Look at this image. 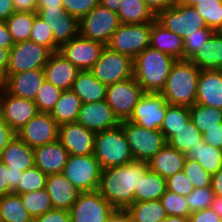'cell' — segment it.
<instances>
[{
	"label": "cell",
	"instance_id": "1",
	"mask_svg": "<svg viewBox=\"0 0 222 222\" xmlns=\"http://www.w3.org/2000/svg\"><path fill=\"white\" fill-rule=\"evenodd\" d=\"M148 170V162L136 160L103 169L98 191L114 209L126 210L134 203L135 190Z\"/></svg>",
	"mask_w": 222,
	"mask_h": 222
},
{
	"label": "cell",
	"instance_id": "2",
	"mask_svg": "<svg viewBox=\"0 0 222 222\" xmlns=\"http://www.w3.org/2000/svg\"><path fill=\"white\" fill-rule=\"evenodd\" d=\"M176 59L148 47L133 59V76L144 92L160 93Z\"/></svg>",
	"mask_w": 222,
	"mask_h": 222
},
{
	"label": "cell",
	"instance_id": "3",
	"mask_svg": "<svg viewBox=\"0 0 222 222\" xmlns=\"http://www.w3.org/2000/svg\"><path fill=\"white\" fill-rule=\"evenodd\" d=\"M200 69L189 60H176L161 94L170 105L190 107L196 102Z\"/></svg>",
	"mask_w": 222,
	"mask_h": 222
},
{
	"label": "cell",
	"instance_id": "4",
	"mask_svg": "<svg viewBox=\"0 0 222 222\" xmlns=\"http://www.w3.org/2000/svg\"><path fill=\"white\" fill-rule=\"evenodd\" d=\"M94 155L102 170L134 161L121 125L96 133Z\"/></svg>",
	"mask_w": 222,
	"mask_h": 222
},
{
	"label": "cell",
	"instance_id": "5",
	"mask_svg": "<svg viewBox=\"0 0 222 222\" xmlns=\"http://www.w3.org/2000/svg\"><path fill=\"white\" fill-rule=\"evenodd\" d=\"M102 168L94 154L69 155L62 174L80 192L99 188Z\"/></svg>",
	"mask_w": 222,
	"mask_h": 222
},
{
	"label": "cell",
	"instance_id": "6",
	"mask_svg": "<svg viewBox=\"0 0 222 222\" xmlns=\"http://www.w3.org/2000/svg\"><path fill=\"white\" fill-rule=\"evenodd\" d=\"M120 125L136 161L148 162L167 143L160 130H148L128 120L121 121Z\"/></svg>",
	"mask_w": 222,
	"mask_h": 222
},
{
	"label": "cell",
	"instance_id": "7",
	"mask_svg": "<svg viewBox=\"0 0 222 222\" xmlns=\"http://www.w3.org/2000/svg\"><path fill=\"white\" fill-rule=\"evenodd\" d=\"M152 22L142 24H120L106 45L134 59L144 49L150 47Z\"/></svg>",
	"mask_w": 222,
	"mask_h": 222
},
{
	"label": "cell",
	"instance_id": "8",
	"mask_svg": "<svg viewBox=\"0 0 222 222\" xmlns=\"http://www.w3.org/2000/svg\"><path fill=\"white\" fill-rule=\"evenodd\" d=\"M155 20L164 28L176 33L183 39L198 29L208 28L205 20L193 6L176 3L159 12Z\"/></svg>",
	"mask_w": 222,
	"mask_h": 222
},
{
	"label": "cell",
	"instance_id": "9",
	"mask_svg": "<svg viewBox=\"0 0 222 222\" xmlns=\"http://www.w3.org/2000/svg\"><path fill=\"white\" fill-rule=\"evenodd\" d=\"M90 71L97 80L111 85L133 77V59L105 46Z\"/></svg>",
	"mask_w": 222,
	"mask_h": 222
},
{
	"label": "cell",
	"instance_id": "10",
	"mask_svg": "<svg viewBox=\"0 0 222 222\" xmlns=\"http://www.w3.org/2000/svg\"><path fill=\"white\" fill-rule=\"evenodd\" d=\"M119 25L117 13L98 4L79 20V34L106 46Z\"/></svg>",
	"mask_w": 222,
	"mask_h": 222
},
{
	"label": "cell",
	"instance_id": "11",
	"mask_svg": "<svg viewBox=\"0 0 222 222\" xmlns=\"http://www.w3.org/2000/svg\"><path fill=\"white\" fill-rule=\"evenodd\" d=\"M52 52L31 40L15 43L9 50L6 74L43 69Z\"/></svg>",
	"mask_w": 222,
	"mask_h": 222
},
{
	"label": "cell",
	"instance_id": "12",
	"mask_svg": "<svg viewBox=\"0 0 222 222\" xmlns=\"http://www.w3.org/2000/svg\"><path fill=\"white\" fill-rule=\"evenodd\" d=\"M145 92L134 76L106 87V102L120 121L128 120Z\"/></svg>",
	"mask_w": 222,
	"mask_h": 222
},
{
	"label": "cell",
	"instance_id": "13",
	"mask_svg": "<svg viewBox=\"0 0 222 222\" xmlns=\"http://www.w3.org/2000/svg\"><path fill=\"white\" fill-rule=\"evenodd\" d=\"M114 210L111 204L96 190L80 192L69 212L72 222H108Z\"/></svg>",
	"mask_w": 222,
	"mask_h": 222
},
{
	"label": "cell",
	"instance_id": "14",
	"mask_svg": "<svg viewBox=\"0 0 222 222\" xmlns=\"http://www.w3.org/2000/svg\"><path fill=\"white\" fill-rule=\"evenodd\" d=\"M168 105L161 93L145 92L128 121L148 130H160Z\"/></svg>",
	"mask_w": 222,
	"mask_h": 222
},
{
	"label": "cell",
	"instance_id": "15",
	"mask_svg": "<svg viewBox=\"0 0 222 222\" xmlns=\"http://www.w3.org/2000/svg\"><path fill=\"white\" fill-rule=\"evenodd\" d=\"M59 125L51 113L39 112L16 135L31 148H37L58 140Z\"/></svg>",
	"mask_w": 222,
	"mask_h": 222
},
{
	"label": "cell",
	"instance_id": "16",
	"mask_svg": "<svg viewBox=\"0 0 222 222\" xmlns=\"http://www.w3.org/2000/svg\"><path fill=\"white\" fill-rule=\"evenodd\" d=\"M105 45L78 34L59 48V52L80 71H90Z\"/></svg>",
	"mask_w": 222,
	"mask_h": 222
},
{
	"label": "cell",
	"instance_id": "17",
	"mask_svg": "<svg viewBox=\"0 0 222 222\" xmlns=\"http://www.w3.org/2000/svg\"><path fill=\"white\" fill-rule=\"evenodd\" d=\"M38 113L34 101L12 96L1 88L0 115L16 133Z\"/></svg>",
	"mask_w": 222,
	"mask_h": 222
},
{
	"label": "cell",
	"instance_id": "18",
	"mask_svg": "<svg viewBox=\"0 0 222 222\" xmlns=\"http://www.w3.org/2000/svg\"><path fill=\"white\" fill-rule=\"evenodd\" d=\"M37 15L51 28L54 41L59 47L79 34V20L64 8H37Z\"/></svg>",
	"mask_w": 222,
	"mask_h": 222
},
{
	"label": "cell",
	"instance_id": "19",
	"mask_svg": "<svg viewBox=\"0 0 222 222\" xmlns=\"http://www.w3.org/2000/svg\"><path fill=\"white\" fill-rule=\"evenodd\" d=\"M76 122L95 133L115 128L121 124L106 100L83 103Z\"/></svg>",
	"mask_w": 222,
	"mask_h": 222
},
{
	"label": "cell",
	"instance_id": "20",
	"mask_svg": "<svg viewBox=\"0 0 222 222\" xmlns=\"http://www.w3.org/2000/svg\"><path fill=\"white\" fill-rule=\"evenodd\" d=\"M96 133L77 122L59 126L58 140L69 155L94 154Z\"/></svg>",
	"mask_w": 222,
	"mask_h": 222
},
{
	"label": "cell",
	"instance_id": "21",
	"mask_svg": "<svg viewBox=\"0 0 222 222\" xmlns=\"http://www.w3.org/2000/svg\"><path fill=\"white\" fill-rule=\"evenodd\" d=\"M45 81L43 69L6 74L2 81V88L15 97L34 101L37 91Z\"/></svg>",
	"mask_w": 222,
	"mask_h": 222
},
{
	"label": "cell",
	"instance_id": "22",
	"mask_svg": "<svg viewBox=\"0 0 222 222\" xmlns=\"http://www.w3.org/2000/svg\"><path fill=\"white\" fill-rule=\"evenodd\" d=\"M43 70L45 80L62 91L71 90L73 82L80 71L60 52H54L50 55Z\"/></svg>",
	"mask_w": 222,
	"mask_h": 222
},
{
	"label": "cell",
	"instance_id": "23",
	"mask_svg": "<svg viewBox=\"0 0 222 222\" xmlns=\"http://www.w3.org/2000/svg\"><path fill=\"white\" fill-rule=\"evenodd\" d=\"M195 103L222 109V70L200 71Z\"/></svg>",
	"mask_w": 222,
	"mask_h": 222
},
{
	"label": "cell",
	"instance_id": "24",
	"mask_svg": "<svg viewBox=\"0 0 222 222\" xmlns=\"http://www.w3.org/2000/svg\"><path fill=\"white\" fill-rule=\"evenodd\" d=\"M69 153L59 140L34 148L35 166L45 174H61Z\"/></svg>",
	"mask_w": 222,
	"mask_h": 222
},
{
	"label": "cell",
	"instance_id": "25",
	"mask_svg": "<svg viewBox=\"0 0 222 222\" xmlns=\"http://www.w3.org/2000/svg\"><path fill=\"white\" fill-rule=\"evenodd\" d=\"M45 189L50 195L53 208L59 210L69 211L80 194L62 173L48 175Z\"/></svg>",
	"mask_w": 222,
	"mask_h": 222
},
{
	"label": "cell",
	"instance_id": "26",
	"mask_svg": "<svg viewBox=\"0 0 222 222\" xmlns=\"http://www.w3.org/2000/svg\"><path fill=\"white\" fill-rule=\"evenodd\" d=\"M150 47L171 55L176 60H184V39L156 20L152 22Z\"/></svg>",
	"mask_w": 222,
	"mask_h": 222
},
{
	"label": "cell",
	"instance_id": "27",
	"mask_svg": "<svg viewBox=\"0 0 222 222\" xmlns=\"http://www.w3.org/2000/svg\"><path fill=\"white\" fill-rule=\"evenodd\" d=\"M0 160L11 170L24 172L35 166L34 149L16 136L2 150Z\"/></svg>",
	"mask_w": 222,
	"mask_h": 222
},
{
	"label": "cell",
	"instance_id": "28",
	"mask_svg": "<svg viewBox=\"0 0 222 222\" xmlns=\"http://www.w3.org/2000/svg\"><path fill=\"white\" fill-rule=\"evenodd\" d=\"M189 61L200 70H222V32H214Z\"/></svg>",
	"mask_w": 222,
	"mask_h": 222
},
{
	"label": "cell",
	"instance_id": "29",
	"mask_svg": "<svg viewBox=\"0 0 222 222\" xmlns=\"http://www.w3.org/2000/svg\"><path fill=\"white\" fill-rule=\"evenodd\" d=\"M186 154L179 152L168 143L149 161V169L163 176L165 179L182 171L186 160Z\"/></svg>",
	"mask_w": 222,
	"mask_h": 222
},
{
	"label": "cell",
	"instance_id": "30",
	"mask_svg": "<svg viewBox=\"0 0 222 222\" xmlns=\"http://www.w3.org/2000/svg\"><path fill=\"white\" fill-rule=\"evenodd\" d=\"M106 85L97 80L91 71H79L71 90L83 103L106 100Z\"/></svg>",
	"mask_w": 222,
	"mask_h": 222
},
{
	"label": "cell",
	"instance_id": "31",
	"mask_svg": "<svg viewBox=\"0 0 222 222\" xmlns=\"http://www.w3.org/2000/svg\"><path fill=\"white\" fill-rule=\"evenodd\" d=\"M186 157L196 160L210 174H215L222 168L221 149L210 144H205L202 138L195 147L186 153Z\"/></svg>",
	"mask_w": 222,
	"mask_h": 222
},
{
	"label": "cell",
	"instance_id": "32",
	"mask_svg": "<svg viewBox=\"0 0 222 222\" xmlns=\"http://www.w3.org/2000/svg\"><path fill=\"white\" fill-rule=\"evenodd\" d=\"M81 105L80 98L72 90L62 91L59 100L51 111V116L59 126L76 122Z\"/></svg>",
	"mask_w": 222,
	"mask_h": 222
},
{
	"label": "cell",
	"instance_id": "33",
	"mask_svg": "<svg viewBox=\"0 0 222 222\" xmlns=\"http://www.w3.org/2000/svg\"><path fill=\"white\" fill-rule=\"evenodd\" d=\"M120 24H142L153 22L155 15L144 0H122L117 12Z\"/></svg>",
	"mask_w": 222,
	"mask_h": 222
},
{
	"label": "cell",
	"instance_id": "34",
	"mask_svg": "<svg viewBox=\"0 0 222 222\" xmlns=\"http://www.w3.org/2000/svg\"><path fill=\"white\" fill-rule=\"evenodd\" d=\"M166 190V179L149 169L145 176H141L139 190H135L134 202L159 200Z\"/></svg>",
	"mask_w": 222,
	"mask_h": 222
},
{
	"label": "cell",
	"instance_id": "35",
	"mask_svg": "<svg viewBox=\"0 0 222 222\" xmlns=\"http://www.w3.org/2000/svg\"><path fill=\"white\" fill-rule=\"evenodd\" d=\"M0 222H33L19 194L11 192L0 198Z\"/></svg>",
	"mask_w": 222,
	"mask_h": 222
},
{
	"label": "cell",
	"instance_id": "36",
	"mask_svg": "<svg viewBox=\"0 0 222 222\" xmlns=\"http://www.w3.org/2000/svg\"><path fill=\"white\" fill-rule=\"evenodd\" d=\"M126 211L130 214L132 222H159L167 218L160 199L134 202Z\"/></svg>",
	"mask_w": 222,
	"mask_h": 222
},
{
	"label": "cell",
	"instance_id": "37",
	"mask_svg": "<svg viewBox=\"0 0 222 222\" xmlns=\"http://www.w3.org/2000/svg\"><path fill=\"white\" fill-rule=\"evenodd\" d=\"M189 110L190 120L202 134L222 123V109L195 103Z\"/></svg>",
	"mask_w": 222,
	"mask_h": 222
},
{
	"label": "cell",
	"instance_id": "38",
	"mask_svg": "<svg viewBox=\"0 0 222 222\" xmlns=\"http://www.w3.org/2000/svg\"><path fill=\"white\" fill-rule=\"evenodd\" d=\"M36 15L37 12H14L6 19L14 43L29 40Z\"/></svg>",
	"mask_w": 222,
	"mask_h": 222
},
{
	"label": "cell",
	"instance_id": "39",
	"mask_svg": "<svg viewBox=\"0 0 222 222\" xmlns=\"http://www.w3.org/2000/svg\"><path fill=\"white\" fill-rule=\"evenodd\" d=\"M190 120L189 107L168 105L160 131L163 133L166 142L176 134L182 126Z\"/></svg>",
	"mask_w": 222,
	"mask_h": 222
},
{
	"label": "cell",
	"instance_id": "40",
	"mask_svg": "<svg viewBox=\"0 0 222 222\" xmlns=\"http://www.w3.org/2000/svg\"><path fill=\"white\" fill-rule=\"evenodd\" d=\"M203 138V134L198 130L195 124L189 120L187 124L182 126L176 131L167 143L182 153H187L191 147H195L199 144V141Z\"/></svg>",
	"mask_w": 222,
	"mask_h": 222
},
{
	"label": "cell",
	"instance_id": "41",
	"mask_svg": "<svg viewBox=\"0 0 222 222\" xmlns=\"http://www.w3.org/2000/svg\"><path fill=\"white\" fill-rule=\"evenodd\" d=\"M214 32H222V0H200L193 6Z\"/></svg>",
	"mask_w": 222,
	"mask_h": 222
},
{
	"label": "cell",
	"instance_id": "42",
	"mask_svg": "<svg viewBox=\"0 0 222 222\" xmlns=\"http://www.w3.org/2000/svg\"><path fill=\"white\" fill-rule=\"evenodd\" d=\"M27 212L33 217H38L54 209L50 195L46 189L19 194Z\"/></svg>",
	"mask_w": 222,
	"mask_h": 222
},
{
	"label": "cell",
	"instance_id": "43",
	"mask_svg": "<svg viewBox=\"0 0 222 222\" xmlns=\"http://www.w3.org/2000/svg\"><path fill=\"white\" fill-rule=\"evenodd\" d=\"M48 175L41 169L34 166L23 172L17 188L13 191L16 194L45 189Z\"/></svg>",
	"mask_w": 222,
	"mask_h": 222
},
{
	"label": "cell",
	"instance_id": "44",
	"mask_svg": "<svg viewBox=\"0 0 222 222\" xmlns=\"http://www.w3.org/2000/svg\"><path fill=\"white\" fill-rule=\"evenodd\" d=\"M61 93V89L45 80L37 91L34 99L38 112L51 113Z\"/></svg>",
	"mask_w": 222,
	"mask_h": 222
},
{
	"label": "cell",
	"instance_id": "45",
	"mask_svg": "<svg viewBox=\"0 0 222 222\" xmlns=\"http://www.w3.org/2000/svg\"><path fill=\"white\" fill-rule=\"evenodd\" d=\"M29 40L48 48L52 53L59 52V46L55 43L52 30L38 15L34 18Z\"/></svg>",
	"mask_w": 222,
	"mask_h": 222
},
{
	"label": "cell",
	"instance_id": "46",
	"mask_svg": "<svg viewBox=\"0 0 222 222\" xmlns=\"http://www.w3.org/2000/svg\"><path fill=\"white\" fill-rule=\"evenodd\" d=\"M167 216L189 217L191 211L185 202V197L177 193L166 192L160 198Z\"/></svg>",
	"mask_w": 222,
	"mask_h": 222
},
{
	"label": "cell",
	"instance_id": "47",
	"mask_svg": "<svg viewBox=\"0 0 222 222\" xmlns=\"http://www.w3.org/2000/svg\"><path fill=\"white\" fill-rule=\"evenodd\" d=\"M182 171L191 180L194 188L211 186L212 175H210L196 160L186 158Z\"/></svg>",
	"mask_w": 222,
	"mask_h": 222
},
{
	"label": "cell",
	"instance_id": "48",
	"mask_svg": "<svg viewBox=\"0 0 222 222\" xmlns=\"http://www.w3.org/2000/svg\"><path fill=\"white\" fill-rule=\"evenodd\" d=\"M214 196L211 186L195 188L189 195L185 196V202L188 204L191 213H193L210 207Z\"/></svg>",
	"mask_w": 222,
	"mask_h": 222
},
{
	"label": "cell",
	"instance_id": "49",
	"mask_svg": "<svg viewBox=\"0 0 222 222\" xmlns=\"http://www.w3.org/2000/svg\"><path fill=\"white\" fill-rule=\"evenodd\" d=\"M214 33L212 29L203 28L198 29L196 32L188 35L184 39V60H189Z\"/></svg>",
	"mask_w": 222,
	"mask_h": 222
},
{
	"label": "cell",
	"instance_id": "50",
	"mask_svg": "<svg viewBox=\"0 0 222 222\" xmlns=\"http://www.w3.org/2000/svg\"><path fill=\"white\" fill-rule=\"evenodd\" d=\"M167 190L177 193L181 196L189 195L195 188L191 180L183 171L175 173L173 176L166 179Z\"/></svg>",
	"mask_w": 222,
	"mask_h": 222
},
{
	"label": "cell",
	"instance_id": "51",
	"mask_svg": "<svg viewBox=\"0 0 222 222\" xmlns=\"http://www.w3.org/2000/svg\"><path fill=\"white\" fill-rule=\"evenodd\" d=\"M62 4L66 12L80 20L98 5V0H62Z\"/></svg>",
	"mask_w": 222,
	"mask_h": 222
},
{
	"label": "cell",
	"instance_id": "52",
	"mask_svg": "<svg viewBox=\"0 0 222 222\" xmlns=\"http://www.w3.org/2000/svg\"><path fill=\"white\" fill-rule=\"evenodd\" d=\"M33 222H72L67 210L52 209L45 214L33 218Z\"/></svg>",
	"mask_w": 222,
	"mask_h": 222
},
{
	"label": "cell",
	"instance_id": "53",
	"mask_svg": "<svg viewBox=\"0 0 222 222\" xmlns=\"http://www.w3.org/2000/svg\"><path fill=\"white\" fill-rule=\"evenodd\" d=\"M188 219L189 222H222V219L211 207L191 213Z\"/></svg>",
	"mask_w": 222,
	"mask_h": 222
},
{
	"label": "cell",
	"instance_id": "54",
	"mask_svg": "<svg viewBox=\"0 0 222 222\" xmlns=\"http://www.w3.org/2000/svg\"><path fill=\"white\" fill-rule=\"evenodd\" d=\"M205 144H210L214 147H222V123L219 126L210 128L203 134Z\"/></svg>",
	"mask_w": 222,
	"mask_h": 222
},
{
	"label": "cell",
	"instance_id": "55",
	"mask_svg": "<svg viewBox=\"0 0 222 222\" xmlns=\"http://www.w3.org/2000/svg\"><path fill=\"white\" fill-rule=\"evenodd\" d=\"M16 132L0 115V154L2 150L16 137Z\"/></svg>",
	"mask_w": 222,
	"mask_h": 222
},
{
	"label": "cell",
	"instance_id": "56",
	"mask_svg": "<svg viewBox=\"0 0 222 222\" xmlns=\"http://www.w3.org/2000/svg\"><path fill=\"white\" fill-rule=\"evenodd\" d=\"M14 44L6 21H0V48L10 50Z\"/></svg>",
	"mask_w": 222,
	"mask_h": 222
},
{
	"label": "cell",
	"instance_id": "57",
	"mask_svg": "<svg viewBox=\"0 0 222 222\" xmlns=\"http://www.w3.org/2000/svg\"><path fill=\"white\" fill-rule=\"evenodd\" d=\"M9 193V167L0 161V198Z\"/></svg>",
	"mask_w": 222,
	"mask_h": 222
},
{
	"label": "cell",
	"instance_id": "58",
	"mask_svg": "<svg viewBox=\"0 0 222 222\" xmlns=\"http://www.w3.org/2000/svg\"><path fill=\"white\" fill-rule=\"evenodd\" d=\"M144 2L155 16L174 4L172 0H144Z\"/></svg>",
	"mask_w": 222,
	"mask_h": 222
},
{
	"label": "cell",
	"instance_id": "59",
	"mask_svg": "<svg viewBox=\"0 0 222 222\" xmlns=\"http://www.w3.org/2000/svg\"><path fill=\"white\" fill-rule=\"evenodd\" d=\"M15 12H37V0H13Z\"/></svg>",
	"mask_w": 222,
	"mask_h": 222
},
{
	"label": "cell",
	"instance_id": "60",
	"mask_svg": "<svg viewBox=\"0 0 222 222\" xmlns=\"http://www.w3.org/2000/svg\"><path fill=\"white\" fill-rule=\"evenodd\" d=\"M14 12L13 0H0V21H6Z\"/></svg>",
	"mask_w": 222,
	"mask_h": 222
},
{
	"label": "cell",
	"instance_id": "61",
	"mask_svg": "<svg viewBox=\"0 0 222 222\" xmlns=\"http://www.w3.org/2000/svg\"><path fill=\"white\" fill-rule=\"evenodd\" d=\"M211 188L215 196L222 197V168L212 175Z\"/></svg>",
	"mask_w": 222,
	"mask_h": 222
},
{
	"label": "cell",
	"instance_id": "62",
	"mask_svg": "<svg viewBox=\"0 0 222 222\" xmlns=\"http://www.w3.org/2000/svg\"><path fill=\"white\" fill-rule=\"evenodd\" d=\"M9 50L0 48V80L3 81L6 77L8 67Z\"/></svg>",
	"mask_w": 222,
	"mask_h": 222
},
{
	"label": "cell",
	"instance_id": "63",
	"mask_svg": "<svg viewBox=\"0 0 222 222\" xmlns=\"http://www.w3.org/2000/svg\"><path fill=\"white\" fill-rule=\"evenodd\" d=\"M108 222H132L130 214L126 210L115 209Z\"/></svg>",
	"mask_w": 222,
	"mask_h": 222
},
{
	"label": "cell",
	"instance_id": "64",
	"mask_svg": "<svg viewBox=\"0 0 222 222\" xmlns=\"http://www.w3.org/2000/svg\"><path fill=\"white\" fill-rule=\"evenodd\" d=\"M22 174V171H15L9 168V193L13 192L17 188Z\"/></svg>",
	"mask_w": 222,
	"mask_h": 222
},
{
	"label": "cell",
	"instance_id": "65",
	"mask_svg": "<svg viewBox=\"0 0 222 222\" xmlns=\"http://www.w3.org/2000/svg\"><path fill=\"white\" fill-rule=\"evenodd\" d=\"M37 8H63L62 0H37Z\"/></svg>",
	"mask_w": 222,
	"mask_h": 222
},
{
	"label": "cell",
	"instance_id": "66",
	"mask_svg": "<svg viewBox=\"0 0 222 222\" xmlns=\"http://www.w3.org/2000/svg\"><path fill=\"white\" fill-rule=\"evenodd\" d=\"M121 3L122 0H98V4L116 13L118 12Z\"/></svg>",
	"mask_w": 222,
	"mask_h": 222
},
{
	"label": "cell",
	"instance_id": "67",
	"mask_svg": "<svg viewBox=\"0 0 222 222\" xmlns=\"http://www.w3.org/2000/svg\"><path fill=\"white\" fill-rule=\"evenodd\" d=\"M210 207L222 219V197L214 196Z\"/></svg>",
	"mask_w": 222,
	"mask_h": 222
},
{
	"label": "cell",
	"instance_id": "68",
	"mask_svg": "<svg viewBox=\"0 0 222 222\" xmlns=\"http://www.w3.org/2000/svg\"><path fill=\"white\" fill-rule=\"evenodd\" d=\"M159 222H189L188 217L167 216L165 220Z\"/></svg>",
	"mask_w": 222,
	"mask_h": 222
},
{
	"label": "cell",
	"instance_id": "69",
	"mask_svg": "<svg viewBox=\"0 0 222 222\" xmlns=\"http://www.w3.org/2000/svg\"><path fill=\"white\" fill-rule=\"evenodd\" d=\"M200 0H177L175 3L179 5L194 6Z\"/></svg>",
	"mask_w": 222,
	"mask_h": 222
},
{
	"label": "cell",
	"instance_id": "70",
	"mask_svg": "<svg viewBox=\"0 0 222 222\" xmlns=\"http://www.w3.org/2000/svg\"><path fill=\"white\" fill-rule=\"evenodd\" d=\"M1 88H2V81L0 80V90H1Z\"/></svg>",
	"mask_w": 222,
	"mask_h": 222
}]
</instances>
